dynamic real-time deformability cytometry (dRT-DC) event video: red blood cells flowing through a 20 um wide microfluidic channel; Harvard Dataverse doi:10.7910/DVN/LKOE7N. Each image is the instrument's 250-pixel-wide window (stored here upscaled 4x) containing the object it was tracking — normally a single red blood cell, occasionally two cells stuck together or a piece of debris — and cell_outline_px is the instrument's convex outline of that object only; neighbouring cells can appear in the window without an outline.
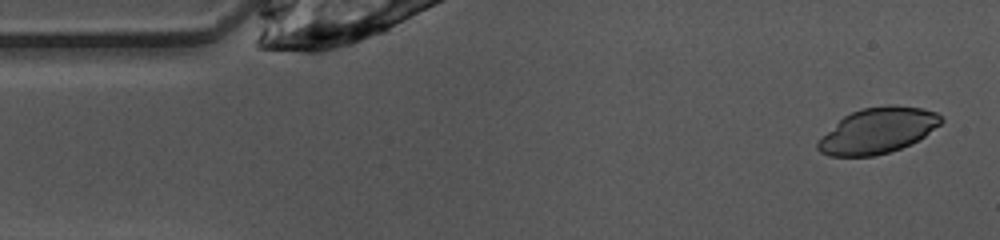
{"species": "common noctule bat (a hibernating species)", "species_latin": "Nyctalus noctula", "temperature_condition": "warm", "stored_images_in_passage": 48, "camera_frame_rate_fps": 3000, "um_per_image_px": 0.085, "animal": {"sex": "female", "body_mass_g": 10.0, "forearm_length_mm": 53.1}, "frame": {"image": 1, "passage_image": 2, "time_ms": 0.333, "image_size_px": [1000, 240], "cell_outline_px": [[944, 120], [940, 124], [924, 136], [900, 148], [888, 152], [872, 156], [828, 156], [820, 152], [816, 148], [816, 144], [844, 116], [852, 112], [864, 108], [888, 104], [896, 104], [920, 108], [936, 112]], "centroid_in_image_um": [74.62, 11.09], "position_along_channel_um": 10.4, "area_um2": 32.19}}